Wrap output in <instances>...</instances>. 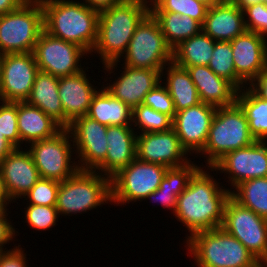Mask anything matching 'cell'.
<instances>
[{
	"label": "cell",
	"mask_w": 267,
	"mask_h": 267,
	"mask_svg": "<svg viewBox=\"0 0 267 267\" xmlns=\"http://www.w3.org/2000/svg\"><path fill=\"white\" fill-rule=\"evenodd\" d=\"M1 63H2V54H0V82H1Z\"/></svg>",
	"instance_id": "obj_54"
},
{
	"label": "cell",
	"mask_w": 267,
	"mask_h": 267,
	"mask_svg": "<svg viewBox=\"0 0 267 267\" xmlns=\"http://www.w3.org/2000/svg\"><path fill=\"white\" fill-rule=\"evenodd\" d=\"M0 130L6 139L16 148H20L21 140L17 126V102H1Z\"/></svg>",
	"instance_id": "obj_38"
},
{
	"label": "cell",
	"mask_w": 267,
	"mask_h": 267,
	"mask_svg": "<svg viewBox=\"0 0 267 267\" xmlns=\"http://www.w3.org/2000/svg\"><path fill=\"white\" fill-rule=\"evenodd\" d=\"M257 81V82H256ZM250 89L260 98L267 100V65L249 85Z\"/></svg>",
	"instance_id": "obj_43"
},
{
	"label": "cell",
	"mask_w": 267,
	"mask_h": 267,
	"mask_svg": "<svg viewBox=\"0 0 267 267\" xmlns=\"http://www.w3.org/2000/svg\"><path fill=\"white\" fill-rule=\"evenodd\" d=\"M25 217L29 226L46 230L56 225L59 213L56 206L32 205L26 208Z\"/></svg>",
	"instance_id": "obj_39"
},
{
	"label": "cell",
	"mask_w": 267,
	"mask_h": 267,
	"mask_svg": "<svg viewBox=\"0 0 267 267\" xmlns=\"http://www.w3.org/2000/svg\"><path fill=\"white\" fill-rule=\"evenodd\" d=\"M44 30L39 0H26L16 10L0 15V54L33 52Z\"/></svg>",
	"instance_id": "obj_7"
},
{
	"label": "cell",
	"mask_w": 267,
	"mask_h": 267,
	"mask_svg": "<svg viewBox=\"0 0 267 267\" xmlns=\"http://www.w3.org/2000/svg\"><path fill=\"white\" fill-rule=\"evenodd\" d=\"M0 200H11L6 191L1 171H0Z\"/></svg>",
	"instance_id": "obj_48"
},
{
	"label": "cell",
	"mask_w": 267,
	"mask_h": 267,
	"mask_svg": "<svg viewBox=\"0 0 267 267\" xmlns=\"http://www.w3.org/2000/svg\"><path fill=\"white\" fill-rule=\"evenodd\" d=\"M197 1H200V2L204 3L208 7H212L213 5L219 3V0H197Z\"/></svg>",
	"instance_id": "obj_52"
},
{
	"label": "cell",
	"mask_w": 267,
	"mask_h": 267,
	"mask_svg": "<svg viewBox=\"0 0 267 267\" xmlns=\"http://www.w3.org/2000/svg\"><path fill=\"white\" fill-rule=\"evenodd\" d=\"M38 71L33 52L2 54L0 101H26Z\"/></svg>",
	"instance_id": "obj_13"
},
{
	"label": "cell",
	"mask_w": 267,
	"mask_h": 267,
	"mask_svg": "<svg viewBox=\"0 0 267 267\" xmlns=\"http://www.w3.org/2000/svg\"><path fill=\"white\" fill-rule=\"evenodd\" d=\"M33 54L40 71L63 77L81 72L80 58L89 53L76 43L53 37L43 30Z\"/></svg>",
	"instance_id": "obj_12"
},
{
	"label": "cell",
	"mask_w": 267,
	"mask_h": 267,
	"mask_svg": "<svg viewBox=\"0 0 267 267\" xmlns=\"http://www.w3.org/2000/svg\"><path fill=\"white\" fill-rule=\"evenodd\" d=\"M148 3L147 0H127L100 12L97 41L92 52L101 55L110 73L126 52L136 27L150 12Z\"/></svg>",
	"instance_id": "obj_2"
},
{
	"label": "cell",
	"mask_w": 267,
	"mask_h": 267,
	"mask_svg": "<svg viewBox=\"0 0 267 267\" xmlns=\"http://www.w3.org/2000/svg\"><path fill=\"white\" fill-rule=\"evenodd\" d=\"M243 90V92H242ZM236 103L244 111L251 135L256 141L267 139V100L257 96L249 87L238 90Z\"/></svg>",
	"instance_id": "obj_32"
},
{
	"label": "cell",
	"mask_w": 267,
	"mask_h": 267,
	"mask_svg": "<svg viewBox=\"0 0 267 267\" xmlns=\"http://www.w3.org/2000/svg\"><path fill=\"white\" fill-rule=\"evenodd\" d=\"M59 184L55 180L40 178L23 198L27 196L32 205L56 206Z\"/></svg>",
	"instance_id": "obj_37"
},
{
	"label": "cell",
	"mask_w": 267,
	"mask_h": 267,
	"mask_svg": "<svg viewBox=\"0 0 267 267\" xmlns=\"http://www.w3.org/2000/svg\"><path fill=\"white\" fill-rule=\"evenodd\" d=\"M243 13L244 17L249 18L244 20L247 31L267 38V5L265 3L249 5L243 9Z\"/></svg>",
	"instance_id": "obj_41"
},
{
	"label": "cell",
	"mask_w": 267,
	"mask_h": 267,
	"mask_svg": "<svg viewBox=\"0 0 267 267\" xmlns=\"http://www.w3.org/2000/svg\"><path fill=\"white\" fill-rule=\"evenodd\" d=\"M13 249L0 252V267H27L26 254L22 248L15 247Z\"/></svg>",
	"instance_id": "obj_42"
},
{
	"label": "cell",
	"mask_w": 267,
	"mask_h": 267,
	"mask_svg": "<svg viewBox=\"0 0 267 267\" xmlns=\"http://www.w3.org/2000/svg\"><path fill=\"white\" fill-rule=\"evenodd\" d=\"M266 143L267 141H255L247 147L228 152L211 170L228 173L233 187L248 179L267 177Z\"/></svg>",
	"instance_id": "obj_15"
},
{
	"label": "cell",
	"mask_w": 267,
	"mask_h": 267,
	"mask_svg": "<svg viewBox=\"0 0 267 267\" xmlns=\"http://www.w3.org/2000/svg\"><path fill=\"white\" fill-rule=\"evenodd\" d=\"M256 267H267V263H259Z\"/></svg>",
	"instance_id": "obj_53"
},
{
	"label": "cell",
	"mask_w": 267,
	"mask_h": 267,
	"mask_svg": "<svg viewBox=\"0 0 267 267\" xmlns=\"http://www.w3.org/2000/svg\"><path fill=\"white\" fill-rule=\"evenodd\" d=\"M142 133L165 132L173 128V119L149 106L141 104L132 109V125Z\"/></svg>",
	"instance_id": "obj_35"
},
{
	"label": "cell",
	"mask_w": 267,
	"mask_h": 267,
	"mask_svg": "<svg viewBox=\"0 0 267 267\" xmlns=\"http://www.w3.org/2000/svg\"><path fill=\"white\" fill-rule=\"evenodd\" d=\"M96 171L78 170L60 182L56 209L61 214L86 212L111 202V179Z\"/></svg>",
	"instance_id": "obj_6"
},
{
	"label": "cell",
	"mask_w": 267,
	"mask_h": 267,
	"mask_svg": "<svg viewBox=\"0 0 267 267\" xmlns=\"http://www.w3.org/2000/svg\"><path fill=\"white\" fill-rule=\"evenodd\" d=\"M131 125L107 126L105 160L94 170L110 179L136 158V137ZM99 170V171H98ZM101 170V171H100Z\"/></svg>",
	"instance_id": "obj_22"
},
{
	"label": "cell",
	"mask_w": 267,
	"mask_h": 267,
	"mask_svg": "<svg viewBox=\"0 0 267 267\" xmlns=\"http://www.w3.org/2000/svg\"><path fill=\"white\" fill-rule=\"evenodd\" d=\"M221 228L239 240L259 263H267V219L230 196Z\"/></svg>",
	"instance_id": "obj_9"
},
{
	"label": "cell",
	"mask_w": 267,
	"mask_h": 267,
	"mask_svg": "<svg viewBox=\"0 0 267 267\" xmlns=\"http://www.w3.org/2000/svg\"><path fill=\"white\" fill-rule=\"evenodd\" d=\"M241 2L242 0H219V3L231 5H239Z\"/></svg>",
	"instance_id": "obj_51"
},
{
	"label": "cell",
	"mask_w": 267,
	"mask_h": 267,
	"mask_svg": "<svg viewBox=\"0 0 267 267\" xmlns=\"http://www.w3.org/2000/svg\"><path fill=\"white\" fill-rule=\"evenodd\" d=\"M70 137L69 131L62 129L52 138L31 143L28 151L35 162L40 178L62 182L79 170L78 164L71 161Z\"/></svg>",
	"instance_id": "obj_11"
},
{
	"label": "cell",
	"mask_w": 267,
	"mask_h": 267,
	"mask_svg": "<svg viewBox=\"0 0 267 267\" xmlns=\"http://www.w3.org/2000/svg\"><path fill=\"white\" fill-rule=\"evenodd\" d=\"M6 215L8 216L7 212L0 217V252H3L4 244L11 241L15 235V229L6 219Z\"/></svg>",
	"instance_id": "obj_44"
},
{
	"label": "cell",
	"mask_w": 267,
	"mask_h": 267,
	"mask_svg": "<svg viewBox=\"0 0 267 267\" xmlns=\"http://www.w3.org/2000/svg\"><path fill=\"white\" fill-rule=\"evenodd\" d=\"M187 71L201 102L215 107H227L236 103L238 89L225 78L217 76L208 66H191Z\"/></svg>",
	"instance_id": "obj_24"
},
{
	"label": "cell",
	"mask_w": 267,
	"mask_h": 267,
	"mask_svg": "<svg viewBox=\"0 0 267 267\" xmlns=\"http://www.w3.org/2000/svg\"><path fill=\"white\" fill-rule=\"evenodd\" d=\"M245 18L238 5L218 3L208 7L202 31L214 41H232L247 31Z\"/></svg>",
	"instance_id": "obj_23"
},
{
	"label": "cell",
	"mask_w": 267,
	"mask_h": 267,
	"mask_svg": "<svg viewBox=\"0 0 267 267\" xmlns=\"http://www.w3.org/2000/svg\"><path fill=\"white\" fill-rule=\"evenodd\" d=\"M17 126L22 142L32 143L54 137L63 128L40 108L17 102Z\"/></svg>",
	"instance_id": "obj_25"
},
{
	"label": "cell",
	"mask_w": 267,
	"mask_h": 267,
	"mask_svg": "<svg viewBox=\"0 0 267 267\" xmlns=\"http://www.w3.org/2000/svg\"><path fill=\"white\" fill-rule=\"evenodd\" d=\"M188 155L172 128L165 132L142 133L136 137V158L143 162L179 167L187 164Z\"/></svg>",
	"instance_id": "obj_16"
},
{
	"label": "cell",
	"mask_w": 267,
	"mask_h": 267,
	"mask_svg": "<svg viewBox=\"0 0 267 267\" xmlns=\"http://www.w3.org/2000/svg\"><path fill=\"white\" fill-rule=\"evenodd\" d=\"M256 140L251 135L244 111L235 103L232 106L217 107L213 116L209 135L203 150L207 154V164L211 168L228 152L244 148Z\"/></svg>",
	"instance_id": "obj_5"
},
{
	"label": "cell",
	"mask_w": 267,
	"mask_h": 267,
	"mask_svg": "<svg viewBox=\"0 0 267 267\" xmlns=\"http://www.w3.org/2000/svg\"><path fill=\"white\" fill-rule=\"evenodd\" d=\"M265 2L266 0H242L238 6L243 10L246 6Z\"/></svg>",
	"instance_id": "obj_49"
},
{
	"label": "cell",
	"mask_w": 267,
	"mask_h": 267,
	"mask_svg": "<svg viewBox=\"0 0 267 267\" xmlns=\"http://www.w3.org/2000/svg\"><path fill=\"white\" fill-rule=\"evenodd\" d=\"M158 83L152 90H150L144 97L142 104L149 106L154 110L170 116L172 119L175 117L174 102L166 88Z\"/></svg>",
	"instance_id": "obj_40"
},
{
	"label": "cell",
	"mask_w": 267,
	"mask_h": 267,
	"mask_svg": "<svg viewBox=\"0 0 267 267\" xmlns=\"http://www.w3.org/2000/svg\"><path fill=\"white\" fill-rule=\"evenodd\" d=\"M199 168L190 162L179 167L168 168L159 188L146 198H153V200L161 202L162 206L172 209L174 213L177 197L186 189L190 178Z\"/></svg>",
	"instance_id": "obj_28"
},
{
	"label": "cell",
	"mask_w": 267,
	"mask_h": 267,
	"mask_svg": "<svg viewBox=\"0 0 267 267\" xmlns=\"http://www.w3.org/2000/svg\"><path fill=\"white\" fill-rule=\"evenodd\" d=\"M166 88L174 102L176 112L201 103L197 88L186 68L173 61L167 67Z\"/></svg>",
	"instance_id": "obj_29"
},
{
	"label": "cell",
	"mask_w": 267,
	"mask_h": 267,
	"mask_svg": "<svg viewBox=\"0 0 267 267\" xmlns=\"http://www.w3.org/2000/svg\"><path fill=\"white\" fill-rule=\"evenodd\" d=\"M127 0H85V4L91 9H94L98 12H101L105 9H108L114 5L123 3Z\"/></svg>",
	"instance_id": "obj_45"
},
{
	"label": "cell",
	"mask_w": 267,
	"mask_h": 267,
	"mask_svg": "<svg viewBox=\"0 0 267 267\" xmlns=\"http://www.w3.org/2000/svg\"><path fill=\"white\" fill-rule=\"evenodd\" d=\"M230 191V196L242 206L267 219V177L245 180Z\"/></svg>",
	"instance_id": "obj_33"
},
{
	"label": "cell",
	"mask_w": 267,
	"mask_h": 267,
	"mask_svg": "<svg viewBox=\"0 0 267 267\" xmlns=\"http://www.w3.org/2000/svg\"><path fill=\"white\" fill-rule=\"evenodd\" d=\"M216 109L213 105L201 102L175 113L173 129L187 153L191 154L192 151L197 154L203 150Z\"/></svg>",
	"instance_id": "obj_17"
},
{
	"label": "cell",
	"mask_w": 267,
	"mask_h": 267,
	"mask_svg": "<svg viewBox=\"0 0 267 267\" xmlns=\"http://www.w3.org/2000/svg\"><path fill=\"white\" fill-rule=\"evenodd\" d=\"M58 86L59 77L39 70L26 102L40 108L64 129V110Z\"/></svg>",
	"instance_id": "obj_26"
},
{
	"label": "cell",
	"mask_w": 267,
	"mask_h": 267,
	"mask_svg": "<svg viewBox=\"0 0 267 267\" xmlns=\"http://www.w3.org/2000/svg\"><path fill=\"white\" fill-rule=\"evenodd\" d=\"M150 11H169L187 15L203 25L208 6L197 0H150Z\"/></svg>",
	"instance_id": "obj_36"
},
{
	"label": "cell",
	"mask_w": 267,
	"mask_h": 267,
	"mask_svg": "<svg viewBox=\"0 0 267 267\" xmlns=\"http://www.w3.org/2000/svg\"><path fill=\"white\" fill-rule=\"evenodd\" d=\"M0 171L11 200L22 198L40 179L29 151L15 148L1 162Z\"/></svg>",
	"instance_id": "obj_19"
},
{
	"label": "cell",
	"mask_w": 267,
	"mask_h": 267,
	"mask_svg": "<svg viewBox=\"0 0 267 267\" xmlns=\"http://www.w3.org/2000/svg\"><path fill=\"white\" fill-rule=\"evenodd\" d=\"M39 1L43 8L44 31L53 37L76 43L90 54L97 41L100 12L79 1Z\"/></svg>",
	"instance_id": "obj_3"
},
{
	"label": "cell",
	"mask_w": 267,
	"mask_h": 267,
	"mask_svg": "<svg viewBox=\"0 0 267 267\" xmlns=\"http://www.w3.org/2000/svg\"><path fill=\"white\" fill-rule=\"evenodd\" d=\"M87 116L106 126L132 125V109L104 87L93 96Z\"/></svg>",
	"instance_id": "obj_27"
},
{
	"label": "cell",
	"mask_w": 267,
	"mask_h": 267,
	"mask_svg": "<svg viewBox=\"0 0 267 267\" xmlns=\"http://www.w3.org/2000/svg\"><path fill=\"white\" fill-rule=\"evenodd\" d=\"M208 67L217 75L231 82L238 90L244 82L236 75L230 41H215Z\"/></svg>",
	"instance_id": "obj_34"
},
{
	"label": "cell",
	"mask_w": 267,
	"mask_h": 267,
	"mask_svg": "<svg viewBox=\"0 0 267 267\" xmlns=\"http://www.w3.org/2000/svg\"><path fill=\"white\" fill-rule=\"evenodd\" d=\"M202 169L200 167L193 174L186 189L177 197L174 211L191 236L221 227L225 204L230 197V190L220 188L219 183Z\"/></svg>",
	"instance_id": "obj_1"
},
{
	"label": "cell",
	"mask_w": 267,
	"mask_h": 267,
	"mask_svg": "<svg viewBox=\"0 0 267 267\" xmlns=\"http://www.w3.org/2000/svg\"><path fill=\"white\" fill-rule=\"evenodd\" d=\"M86 71L59 77L58 93L64 110V129L78 117L86 116L97 90L88 80Z\"/></svg>",
	"instance_id": "obj_21"
},
{
	"label": "cell",
	"mask_w": 267,
	"mask_h": 267,
	"mask_svg": "<svg viewBox=\"0 0 267 267\" xmlns=\"http://www.w3.org/2000/svg\"><path fill=\"white\" fill-rule=\"evenodd\" d=\"M26 0H0V15L16 10Z\"/></svg>",
	"instance_id": "obj_46"
},
{
	"label": "cell",
	"mask_w": 267,
	"mask_h": 267,
	"mask_svg": "<svg viewBox=\"0 0 267 267\" xmlns=\"http://www.w3.org/2000/svg\"><path fill=\"white\" fill-rule=\"evenodd\" d=\"M186 244L199 267H256L259 264L239 240L221 227L188 236Z\"/></svg>",
	"instance_id": "obj_4"
},
{
	"label": "cell",
	"mask_w": 267,
	"mask_h": 267,
	"mask_svg": "<svg viewBox=\"0 0 267 267\" xmlns=\"http://www.w3.org/2000/svg\"><path fill=\"white\" fill-rule=\"evenodd\" d=\"M124 67L121 76L104 88L133 109L142 104L145 95L162 81L163 75L161 70Z\"/></svg>",
	"instance_id": "obj_20"
},
{
	"label": "cell",
	"mask_w": 267,
	"mask_h": 267,
	"mask_svg": "<svg viewBox=\"0 0 267 267\" xmlns=\"http://www.w3.org/2000/svg\"><path fill=\"white\" fill-rule=\"evenodd\" d=\"M214 46L215 41L201 31L173 49V62L186 69L198 65L208 66Z\"/></svg>",
	"instance_id": "obj_31"
},
{
	"label": "cell",
	"mask_w": 267,
	"mask_h": 267,
	"mask_svg": "<svg viewBox=\"0 0 267 267\" xmlns=\"http://www.w3.org/2000/svg\"><path fill=\"white\" fill-rule=\"evenodd\" d=\"M12 200H0V217L7 211L6 206L7 202H11Z\"/></svg>",
	"instance_id": "obj_50"
},
{
	"label": "cell",
	"mask_w": 267,
	"mask_h": 267,
	"mask_svg": "<svg viewBox=\"0 0 267 267\" xmlns=\"http://www.w3.org/2000/svg\"><path fill=\"white\" fill-rule=\"evenodd\" d=\"M236 75L250 84L267 65V40L246 31L230 41Z\"/></svg>",
	"instance_id": "obj_18"
},
{
	"label": "cell",
	"mask_w": 267,
	"mask_h": 267,
	"mask_svg": "<svg viewBox=\"0 0 267 267\" xmlns=\"http://www.w3.org/2000/svg\"><path fill=\"white\" fill-rule=\"evenodd\" d=\"M168 167L135 158L111 178V202L129 203L145 200L157 190Z\"/></svg>",
	"instance_id": "obj_10"
},
{
	"label": "cell",
	"mask_w": 267,
	"mask_h": 267,
	"mask_svg": "<svg viewBox=\"0 0 267 267\" xmlns=\"http://www.w3.org/2000/svg\"><path fill=\"white\" fill-rule=\"evenodd\" d=\"M124 55L125 66L161 70V74L173 61V49L167 44L158 22L150 12L136 27Z\"/></svg>",
	"instance_id": "obj_8"
},
{
	"label": "cell",
	"mask_w": 267,
	"mask_h": 267,
	"mask_svg": "<svg viewBox=\"0 0 267 267\" xmlns=\"http://www.w3.org/2000/svg\"><path fill=\"white\" fill-rule=\"evenodd\" d=\"M150 13L158 22L167 44L172 49L202 31V25L187 15L169 11H150Z\"/></svg>",
	"instance_id": "obj_30"
},
{
	"label": "cell",
	"mask_w": 267,
	"mask_h": 267,
	"mask_svg": "<svg viewBox=\"0 0 267 267\" xmlns=\"http://www.w3.org/2000/svg\"><path fill=\"white\" fill-rule=\"evenodd\" d=\"M16 147L9 142L0 130V162Z\"/></svg>",
	"instance_id": "obj_47"
},
{
	"label": "cell",
	"mask_w": 267,
	"mask_h": 267,
	"mask_svg": "<svg viewBox=\"0 0 267 267\" xmlns=\"http://www.w3.org/2000/svg\"><path fill=\"white\" fill-rule=\"evenodd\" d=\"M66 129L80 157L79 170L94 171L106 158L107 126L86 115L73 120Z\"/></svg>",
	"instance_id": "obj_14"
}]
</instances>
